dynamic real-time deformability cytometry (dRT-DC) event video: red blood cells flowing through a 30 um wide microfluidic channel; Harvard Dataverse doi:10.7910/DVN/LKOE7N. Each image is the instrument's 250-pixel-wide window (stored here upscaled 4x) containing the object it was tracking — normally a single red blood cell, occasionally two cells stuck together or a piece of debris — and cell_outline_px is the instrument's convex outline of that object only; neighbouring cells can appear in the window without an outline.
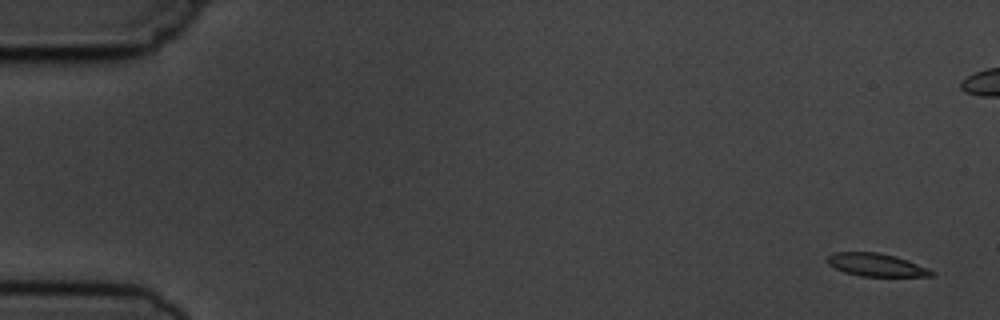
{"species": "common noctule bat (a hibernating species)", "species_latin": "Nyctalus noctula", "temperature_condition": "cold", "stored_images_in_passage": 2, "camera_frame_rate_fps": 3000, "um_per_image_px": 0.085, "animal": {"sex": "male", "body_mass_g": 19.5, "forearm_length_mm": 54.6}, "frame": {"image": 1, "passage_image": 2, "time_ms": 1.333, "image_size_px": [1000, 320], "cell_outline_px": [[936, 276], [860, 276], [844, 272], [828, 264], [828, 256], [836, 252], [876, 252], [896, 256], [928, 268], [936, 272]], "centroid_in_image_um": [74.52, 22.52], "position_along_channel_um": 10.5, "area_um2": 13.81}}